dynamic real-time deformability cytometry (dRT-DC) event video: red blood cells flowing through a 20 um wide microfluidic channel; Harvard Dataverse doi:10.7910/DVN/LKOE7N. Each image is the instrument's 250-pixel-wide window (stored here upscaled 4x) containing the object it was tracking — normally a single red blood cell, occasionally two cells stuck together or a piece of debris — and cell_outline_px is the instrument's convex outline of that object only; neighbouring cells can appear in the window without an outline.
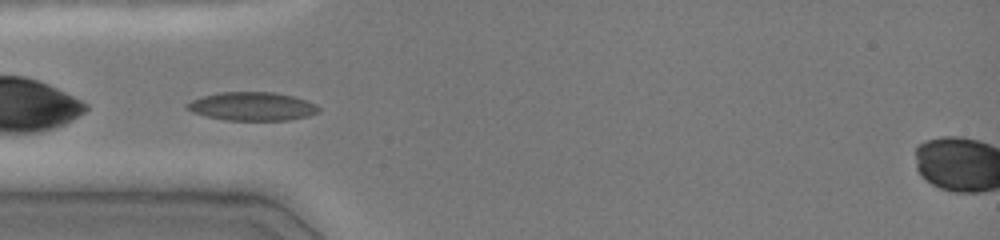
{"species": "common noctule bat (a hibernating species)", "species_latin": "Nyctalus noctula", "temperature_condition": "cold", "stored_images_in_passage": 27, "camera_frame_rate_fps": 3000, "um_per_image_px": 0.085, "animal": {"sex": "female", "body_mass_g": 19.0, "forearm_length_mm": 51.5}, "frame": {"image": 1, "passage_image": 1, "time_ms": 0.0, "image_size_px": [1000, 240], "cell_outline_px": [[320, 112], [308, 116], [288, 120], [224, 120], [192, 112], [184, 108], [184, 104], [192, 100], [204, 96], [220, 92], [276, 92], [308, 100], [316, 104], [320, 108]], "centroid_in_image_um": [21.45, 9.04], "position_along_channel_um": 63.5, "area_um2": 21.96}}
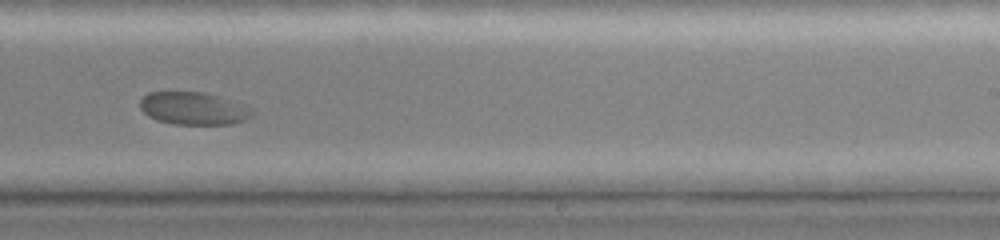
{"frame": {"image": 2, "passage_image": 17, "time_ms": 5.333, "image_size_px": [1000, 240], "cell_outline_px": [[256, 112], [252, 116], [244, 120], [232, 124], [172, 124], [156, 120], [148, 116], [140, 108], [140, 100], [148, 92], [204, 92], [220, 96], [256, 108]], "centroid_in_image_um": [16.5, 9.21], "position_along_channel_um": 272.5, "area_um2": 21.68}}
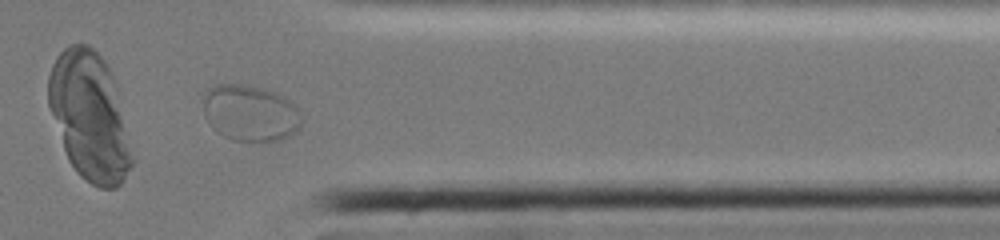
{"frame": {"image": 3, "passage_image": 26, "time_ms": 8.333, "image_size_px": [1000, 240], "cell_outline_px": [[304, 120], [300, 128], [296, 132], [280, 140], [232, 140], [216, 132], [208, 124], [204, 116], [204, 92], [212, 84], [240, 84], [264, 88], [288, 100], [300, 112]], "centroid_in_image_um": [21.24, 9.6], "position_along_channel_um": 390.2, "area_um2": 32.37}}